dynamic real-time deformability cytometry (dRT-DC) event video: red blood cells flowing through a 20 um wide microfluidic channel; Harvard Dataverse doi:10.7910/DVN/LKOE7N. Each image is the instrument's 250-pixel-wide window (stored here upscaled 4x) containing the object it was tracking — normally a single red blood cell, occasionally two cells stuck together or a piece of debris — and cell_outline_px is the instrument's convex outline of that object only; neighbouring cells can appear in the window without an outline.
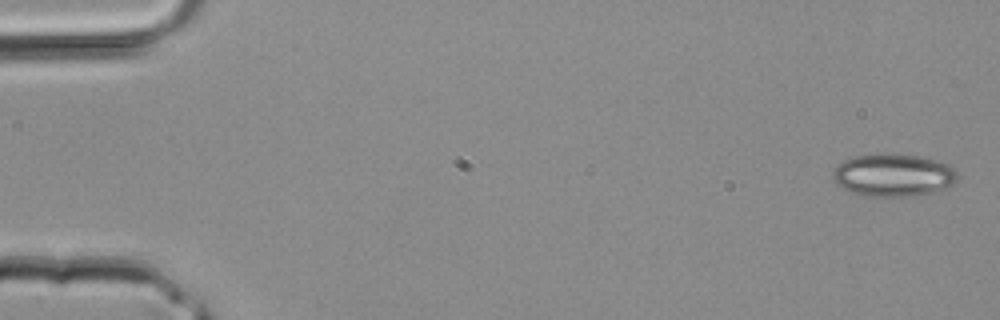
{"species": "common noctule bat (a hibernating species)", "species_latin": "Nyctalus noctula", "temperature_condition": "room temperature", "stored_images_in_passage": 39, "camera_frame_rate_fps": 3000, "um_per_image_px": 0.085, "animal": {"sex": "male", "body_mass_g": 20.4}, "frame": {"image": 1, "passage_image": 1, "time_ms": 0.0, "image_size_px": [1000, 320], "cell_outline_px": [[960, 176], [952, 184], [936, 192], [916, 196], [860, 196], [836, 184], [832, 180], [832, 172], [836, 164], [852, 156], [880, 152], [884, 152], [920, 156], [936, 160], [948, 164]], "centroid_in_image_um": [75.89, 14.87], "position_along_channel_um": 9.1, "area_um2": 31.67}}
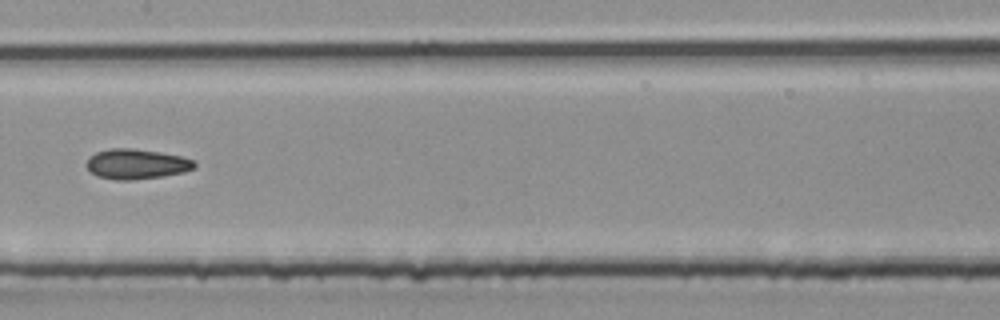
{"frame": {"image": 2, "passage_image": 20, "time_ms": 6.333, "image_size_px": [1000, 320], "cell_outline_px": [[196, 168], [184, 172], [164, 176], [128, 180], [116, 180], [96, 176], [84, 164], [96, 152], [112, 148], [132, 148], [160, 152], [180, 156], [192, 160], [196, 164]], "centroid_in_image_um": [11.61, 13.94], "position_along_channel_um": 195.8, "area_um2": 18.84}}
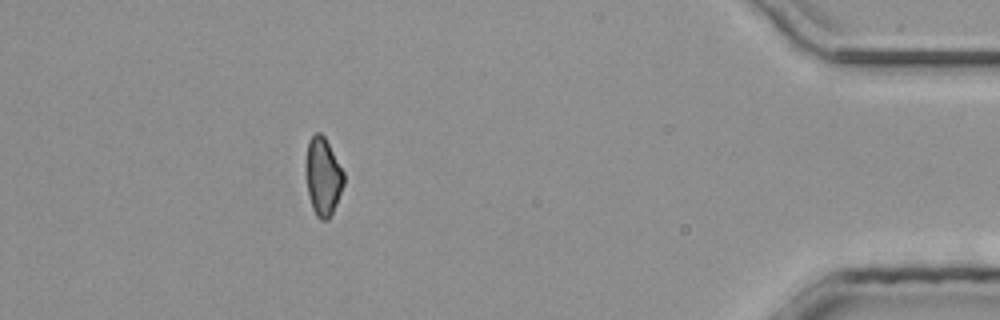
{"frame": {"image": 3, "passage_image": 35, "time_ms": 11.333, "image_size_px": [1000, 320], "cell_outline_px": [[344, 184], [336, 204], [328, 220], [320, 220], [316, 216], [312, 208], [308, 196], [304, 172], [304, 164], [308, 140], [316, 132], [320, 132], [324, 136], [344, 172]], "centroid_in_image_um": [27.41, 15.0], "position_along_channel_um": 407.8, "area_um2": 17.57}}